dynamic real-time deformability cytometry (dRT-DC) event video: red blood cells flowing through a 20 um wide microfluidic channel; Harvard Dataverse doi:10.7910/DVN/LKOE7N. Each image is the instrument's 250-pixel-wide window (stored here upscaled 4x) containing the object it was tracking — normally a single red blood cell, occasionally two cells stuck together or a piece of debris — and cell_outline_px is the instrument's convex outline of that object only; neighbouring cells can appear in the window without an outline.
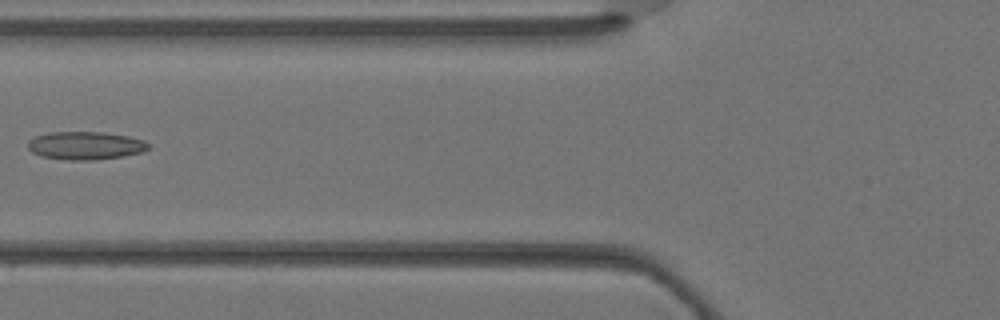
{"species": "Egyptian fruit bat (a non-hibernating species)", "species_latin": "Rousettus aegyptiacus", "temperature_condition": "warm", "stored_images_in_passage": 2, "camera_frame_rate_fps": 3000, "um_per_image_px": 0.085, "animal": {"sex": "female"}, "frame": {"image": 1, "passage_image": 2, "time_ms": 0.333, "image_size_px": [1000, 320], "cell_outline_px": [[148, 148], [144, 152], [124, 156], [96, 160], [64, 160], [40, 156], [32, 152], [28, 148], [28, 140], [36, 136], [48, 132], [100, 132], [128, 136], [144, 140], [148, 144]], "centroid_in_image_um": [7.25, 12.38], "position_along_channel_um": 118.6, "area_um2": 19.83}}